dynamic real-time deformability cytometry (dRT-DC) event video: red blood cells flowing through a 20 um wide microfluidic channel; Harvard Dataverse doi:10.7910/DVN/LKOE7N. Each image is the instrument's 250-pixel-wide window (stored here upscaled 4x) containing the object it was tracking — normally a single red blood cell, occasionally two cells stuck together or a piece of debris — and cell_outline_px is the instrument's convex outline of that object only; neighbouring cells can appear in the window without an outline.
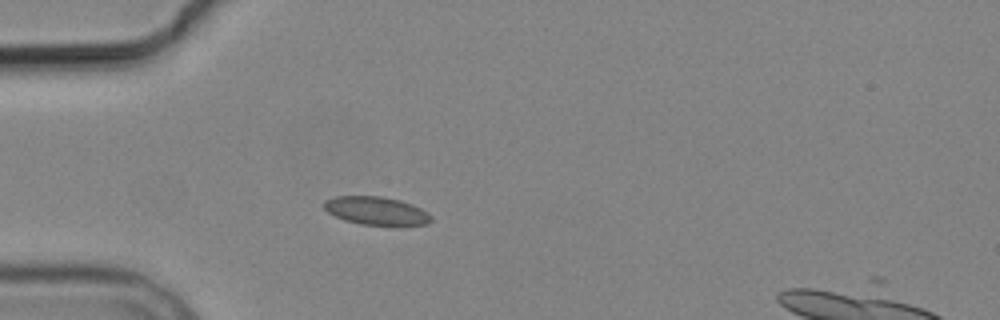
{"species": "common noctule bat (a hibernating species)", "species_latin": "Nyctalus noctula", "temperature_condition": "cold", "stored_images_in_passage": 2, "camera_frame_rate_fps": 3000, "um_per_image_px": 0.085, "animal": {"sex": "male", "body_mass_g": 19.2, "forearm_length_mm": 51.8}, "frame": {"image": 1, "passage_image": 1, "time_ms": 0.0, "image_size_px": [1000, 320], "cell_outline_px": [[432, 220], [428, 224], [360, 224], [344, 220], [328, 212], [324, 208], [324, 200], [336, 196], [380, 196], [400, 200], [412, 204], [428, 212], [432, 216]], "centroid_in_image_um": [31.97, 17.9], "position_along_channel_um": 53.0, "area_um2": 17.34}}